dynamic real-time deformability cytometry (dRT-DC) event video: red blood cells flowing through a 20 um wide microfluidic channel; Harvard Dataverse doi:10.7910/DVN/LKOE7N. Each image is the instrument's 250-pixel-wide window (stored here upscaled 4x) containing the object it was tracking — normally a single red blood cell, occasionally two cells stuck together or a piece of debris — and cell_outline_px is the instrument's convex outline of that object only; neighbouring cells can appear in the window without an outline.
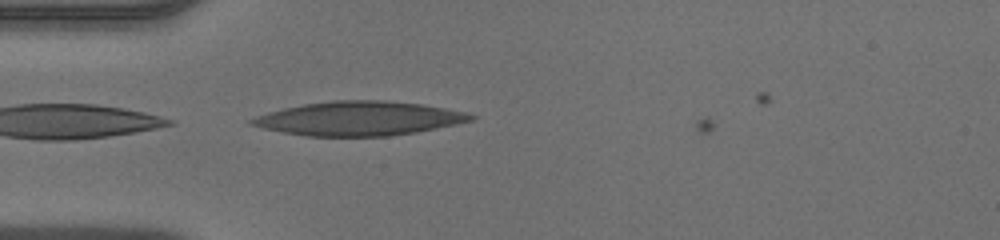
{"species": "human", "species_latin": "Homo sapiens", "temperature_condition": "warm", "stored_images_in_passage": 12, "camera_frame_rate_fps": 3000, "um_per_image_px": 0.085, "donor": {"sex": "male"}, "frame": {"image": 1, "passage_image": 12, "time_ms": 3.667, "image_size_px": [1000, 240], "cell_outline_px": [[476, 120], [416, 132], [388, 136], [308, 136], [284, 132], [264, 128], [248, 124], [248, 120], [256, 116], [268, 112], [284, 108], [304, 104], [332, 100], [384, 100], [420, 104], [468, 112], [476, 116]], "centroid_in_image_um": [30.54, 10.07], "position_along_channel_um": 54.5, "area_um2": 43.41}}